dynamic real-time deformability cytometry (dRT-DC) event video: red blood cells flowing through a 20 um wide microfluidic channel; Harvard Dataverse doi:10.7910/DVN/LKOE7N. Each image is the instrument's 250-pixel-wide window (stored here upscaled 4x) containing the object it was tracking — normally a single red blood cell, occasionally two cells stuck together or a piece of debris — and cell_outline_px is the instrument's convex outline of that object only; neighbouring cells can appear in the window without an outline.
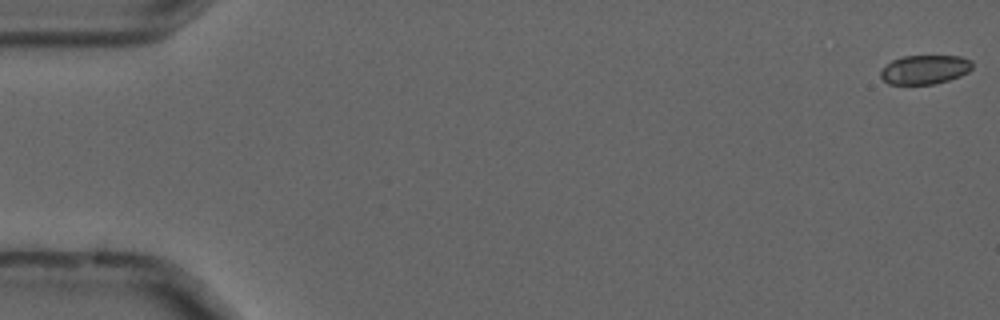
{"species": "common noctule bat (a hibernating species)", "species_latin": "Nyctalus noctula", "temperature_condition": "cold", "stored_images_in_passage": 52, "camera_frame_rate_fps": 3000, "um_per_image_px": 0.085, "animal": {"sex": "male", "forearm_length_mm": 52.5}, "frame": {"image": 1, "passage_image": 1, "time_ms": 0.0, "image_size_px": [1000, 320], "cell_outline_px": [[972, 68], [968, 72], [960, 76], [948, 80], [932, 84], [888, 84], [880, 76], [880, 72], [892, 60], [904, 56], [960, 56], [972, 60]], "centroid_in_image_um": [78.63, 5.91], "position_along_channel_um": 6.4, "area_um2": 15.43}}
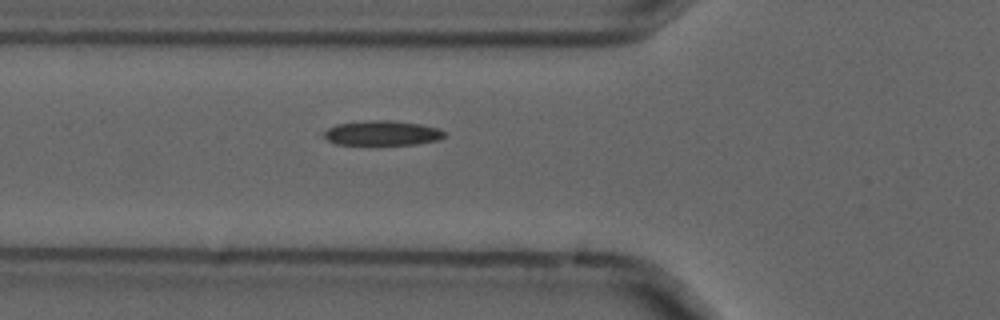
{"frame": {"image": 2, "passage_image": 20, "time_ms": 6.333, "image_size_px": [1000, 320], "cell_outline_px": [[444, 136], [440, 140], [416, 144], [336, 144], [328, 140], [320, 132], [336, 124], [368, 120], [388, 120], [420, 124], [440, 128], [444, 132]], "centroid_in_image_um": [32.47, 11.3], "position_along_channel_um": 93.3, "area_um2": 17.4}}
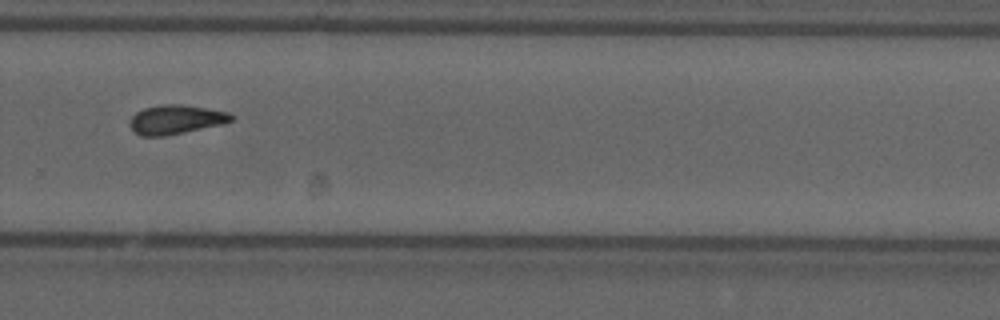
{"frame": {"image": 3, "passage_image": 38, "time_ms": 12.333, "image_size_px": [1000, 320], "cell_outline_px": [[236, 116], [232, 120], [224, 124], [164, 136], [140, 136], [132, 132], [132, 116], [136, 112], [144, 108], [160, 104], [180, 104], [228, 112]], "centroid_in_image_um": [14.96, 10.16], "position_along_channel_um": 314.8, "area_um2": 17.17}}